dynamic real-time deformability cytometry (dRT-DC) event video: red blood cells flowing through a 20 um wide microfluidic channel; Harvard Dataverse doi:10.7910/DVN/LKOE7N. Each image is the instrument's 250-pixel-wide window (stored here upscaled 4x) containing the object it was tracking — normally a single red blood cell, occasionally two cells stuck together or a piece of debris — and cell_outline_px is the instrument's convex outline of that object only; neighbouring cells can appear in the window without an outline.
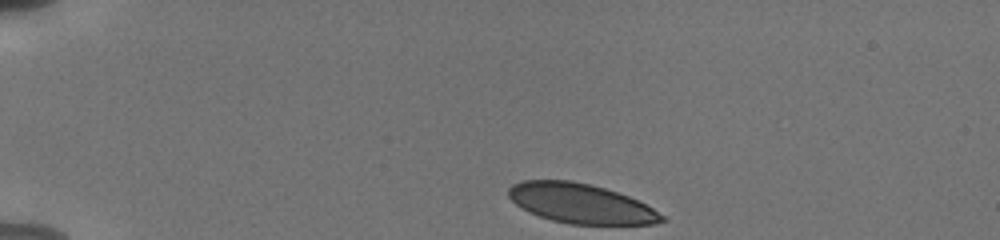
{"species": "human", "species_latin": "Homo sapiens", "temperature_condition": "cold", "stored_images_in_passage": 39, "camera_frame_rate_fps": 3000, "um_per_image_px": 0.085, "donor": {"sex": "male"}, "frame": {"image": 1, "passage_image": 1, "time_ms": 0.0, "image_size_px": [1000, 240], "cell_outline_px": [[668, 220], [652, 224], [568, 224], [552, 220], [528, 212], [516, 204], [508, 196], [508, 188], [512, 184], [520, 180], [572, 180], [604, 188], [628, 196], [652, 208], [664, 216]], "centroid_in_image_um": [49.33, 17.29], "position_along_channel_um": 35.7, "area_um2": 35.26}}
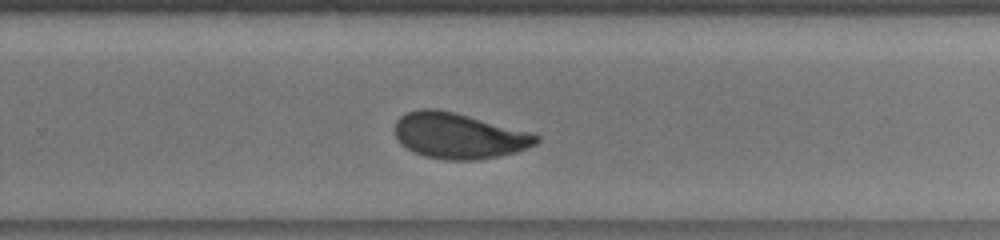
{"frame": {"image": 2, "passage_image": 27, "time_ms": 8.667, "image_size_px": [1000, 240], "cell_outline_px": [[540, 140], [536, 144], [516, 152], [480, 160], [448, 160], [424, 156], [400, 144], [396, 136], [396, 120], [400, 116], [408, 112], [420, 108], [436, 108], [468, 116], [528, 132], [540, 136]], "centroid_in_image_um": [38.98, 11.55], "position_along_channel_um": 290.8, "area_um2": 37.22}}
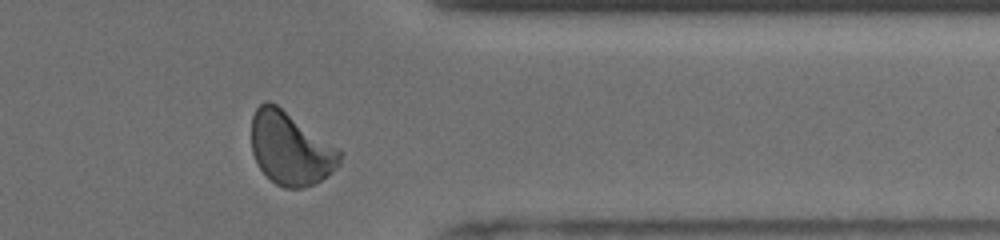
{"frame": {"image": 3, "passage_image": 35, "time_ms": 11.333, "image_size_px": [1000, 240], "cell_outline_px": [[344, 152], [340, 164], [332, 172], [320, 180], [312, 184], [300, 188], [284, 188], [276, 184], [260, 168], [252, 152], [252, 116], [256, 108], [264, 100], [268, 100], [276, 104], [340, 148]], "centroid_in_image_um": [24.72, 12.6], "position_along_channel_um": 386.7, "area_um2": 37.63}, "authors_computed_cell_mechanics": {"area_um2": 37.7434, "velocity_mm_per_s": 3.7726, "shape_relaxation_time_tau1_ms": 4.3014, "shape_relaxation_time_tau2_ms": null, "deformation_change_tau1": 0.1222, "deformation_change_tau2": null}}